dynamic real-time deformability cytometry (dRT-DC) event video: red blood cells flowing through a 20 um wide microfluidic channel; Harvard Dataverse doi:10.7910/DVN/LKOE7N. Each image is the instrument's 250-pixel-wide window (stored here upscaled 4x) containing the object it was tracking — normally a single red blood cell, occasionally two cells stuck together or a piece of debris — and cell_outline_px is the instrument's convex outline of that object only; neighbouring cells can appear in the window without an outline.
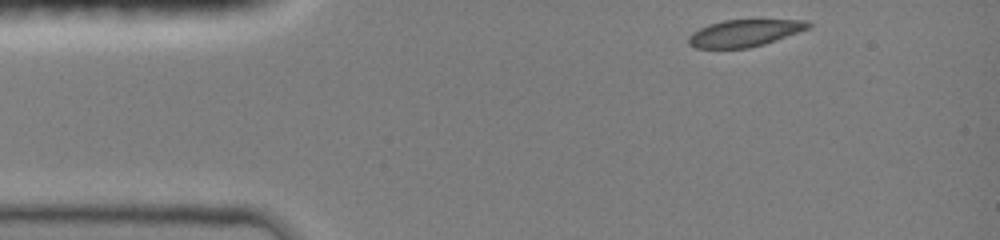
{"species": "common noctule bat (a hibernating species)", "species_latin": "Nyctalus noctula", "temperature_condition": "room temperature", "stored_images_in_passage": 37, "camera_frame_rate_fps": 3000, "um_per_image_px": 0.085, "animal": {"sex": "female", "body_mass_g": 19.0, "forearm_length_mm": 51.5}, "frame": {"image": 1, "passage_image": 1, "time_ms": 0.0, "image_size_px": [1000, 240], "cell_outline_px": [[812, 24], [808, 28], [776, 40], [764, 44], [748, 48], [696, 48], [688, 44], [688, 36], [692, 32], [708, 24], [724, 20], [808, 20]], "centroid_in_image_um": [63.25, 2.81], "position_along_channel_um": 21.8, "area_um2": 18.73}}
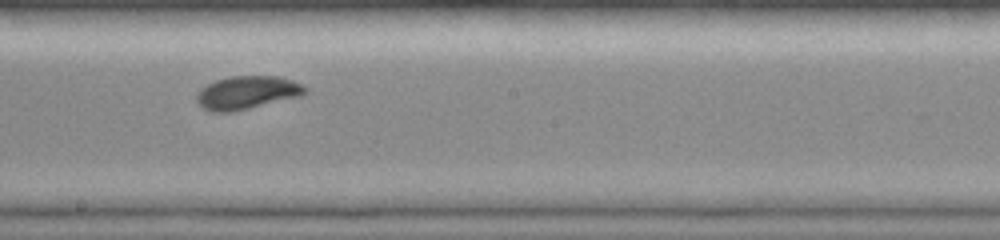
{"frame": {"image": 2, "passage_image": 21, "time_ms": 6.667, "image_size_px": [1000, 240], "cell_outline_px": [[308, 92], [300, 96], [232, 112], [212, 112], [204, 108], [196, 100], [196, 96], [200, 88], [216, 80], [232, 76], [276, 76], [292, 80], [308, 88]], "centroid_in_image_um": [21.0, 7.87], "position_along_channel_um": 227.2, "area_um2": 20.81}}
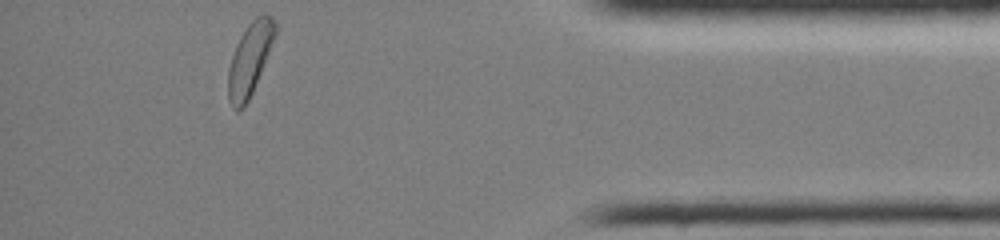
{"frame": {"image": 3, "passage_image": 37, "time_ms": 12.0, "image_size_px": [1000, 240], "cell_outline_px": [[276, 32], [252, 92], [244, 108], [236, 112], [232, 108], [228, 100], [228, 68], [236, 44], [240, 36], [248, 24], [260, 12], [264, 12], [272, 16], [276, 24]], "centroid_in_image_um": [21.2, 5.02], "position_along_channel_um": 414.0, "area_um2": 19.65}, "authors_computed_cell_mechanics": {"area_um2": 20.3456, "velocity_mm_per_s": 4.0398, "shape_relaxation_time_tau1_ms": 4.6968, "shape_relaxation_time_tau2_ms": null, "deformation_change_tau1": 0.1491, "deformation_change_tau2": null}}